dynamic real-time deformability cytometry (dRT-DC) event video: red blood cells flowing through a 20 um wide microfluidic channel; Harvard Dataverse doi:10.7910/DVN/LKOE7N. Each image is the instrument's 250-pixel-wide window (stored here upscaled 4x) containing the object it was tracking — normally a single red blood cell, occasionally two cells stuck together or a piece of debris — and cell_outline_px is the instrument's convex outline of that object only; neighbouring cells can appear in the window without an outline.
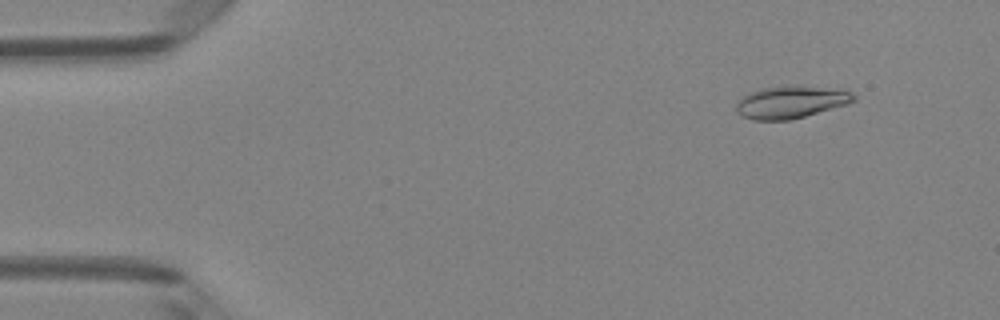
{"species": "Egyptian fruit bat (a non-hibernating species)", "species_latin": "Rousettus aegyptiacus", "temperature_condition": "room temperature", "stored_images_in_passage": 6, "camera_frame_rate_fps": 3000, "um_per_image_px": 0.085, "animal": {"sex": "female"}, "frame": {"image": 1, "passage_image": 2, "time_ms": 0.333, "image_size_px": [1000, 320], "cell_outline_px": [[856, 100], [848, 104], [804, 116], [788, 120], [752, 120], [740, 116], [736, 112], [736, 104], [740, 96], [748, 92], [760, 88], [840, 88], [852, 92], [856, 96]], "centroid_in_image_um": [67.18, 8.71], "position_along_channel_um": 17.8, "area_um2": 21.73}}
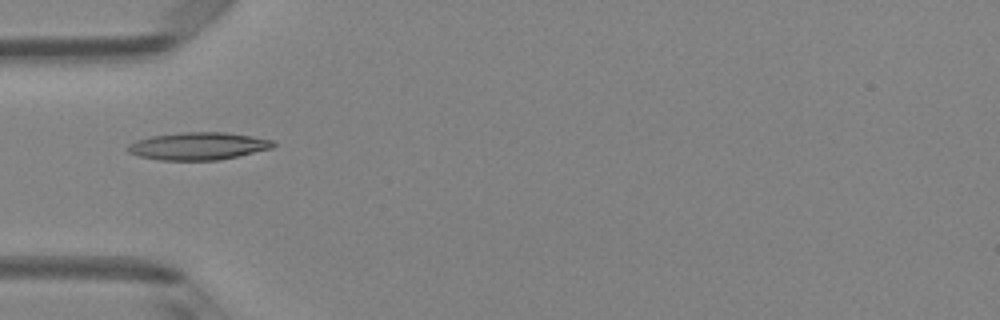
{"frame": {"image": 2, "passage_image": 5, "time_ms": 1.333, "image_size_px": [1000, 320], "cell_outline_px": [[276, 144], [272, 148], [220, 160], [160, 160], [140, 156], [128, 152], [124, 148], [128, 144], [136, 140], [152, 136], [180, 132], [224, 132], [252, 136], [272, 140]], "centroid_in_image_um": [16.82, 12.41], "position_along_channel_um": 68.2, "area_um2": 23.35}}
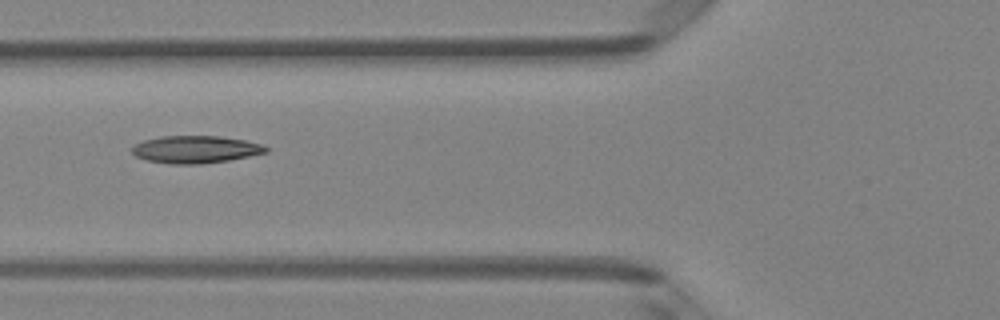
{"frame": {"image": 3, "passage_image": 6, "time_ms": 1.667, "image_size_px": [1000, 320], "cell_outline_px": [[268, 152], [228, 160], [200, 164], [172, 164], [148, 160], [136, 156], [132, 152], [132, 148], [136, 144], [144, 140], [160, 136], [220, 136], [244, 140], [260, 144], [268, 148]], "centroid_in_image_um": [16.61, 12.69], "position_along_channel_um": 109.2, "area_um2": 21.15}}